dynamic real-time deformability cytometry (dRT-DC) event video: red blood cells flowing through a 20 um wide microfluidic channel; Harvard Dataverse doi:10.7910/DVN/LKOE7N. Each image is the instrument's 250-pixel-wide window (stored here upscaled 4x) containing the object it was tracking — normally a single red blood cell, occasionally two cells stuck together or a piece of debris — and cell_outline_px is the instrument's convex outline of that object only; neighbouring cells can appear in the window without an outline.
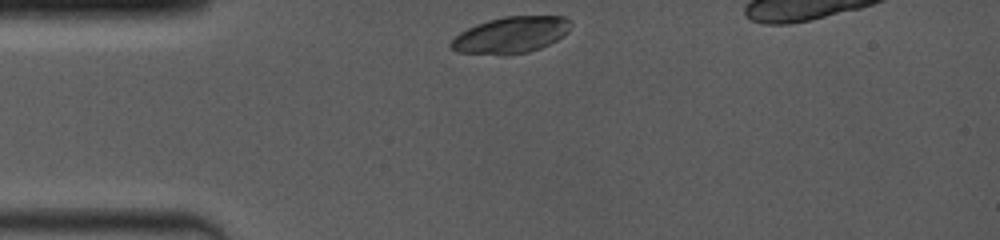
{"species": "common noctule bat (a hibernating species)", "species_latin": "Nyctalus noctula", "temperature_condition": "room temperature", "stored_images_in_passage": 42, "camera_frame_rate_fps": 4000, "um_per_image_px": 0.085, "animal": {"sex": "female", "body_mass_g": 19.0, "forearm_length_mm": 53.3}, "frame": {"image": 1, "passage_image": 1, "time_ms": 0.0, "image_size_px": [1000, 240], "cell_outline_px": [[572, 24], [568, 32], [564, 36], [540, 48], [528, 52], [508, 56], [500, 56], [456, 52], [448, 44], [460, 32], [476, 24], [488, 20], [504, 16], [564, 16], [572, 20]], "centroid_in_image_um": [43.43, 2.98], "position_along_channel_um": 41.6, "area_um2": 25.89}}
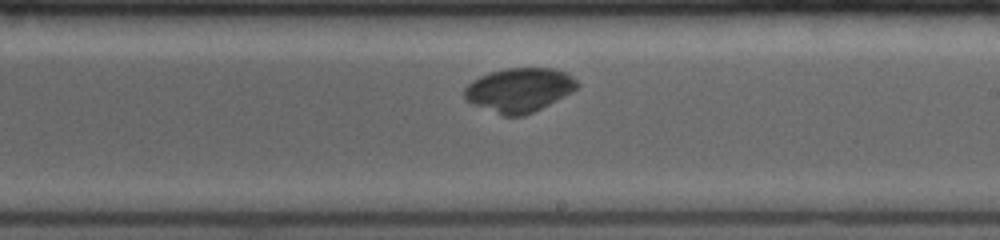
{"frame": {"image": 2, "passage_image": 24, "time_ms": 5.75, "image_size_px": [1000, 240], "cell_outline_px": [[580, 84], [572, 92], [524, 116], [504, 116], [476, 104], [468, 100], [464, 96], [464, 88], [472, 80], [488, 72], [504, 68], [552, 68], [564, 72], [572, 76]], "centroid_in_image_um": [44.14, 7.62], "position_along_channel_um": 244.9, "area_um2": 28.61}}
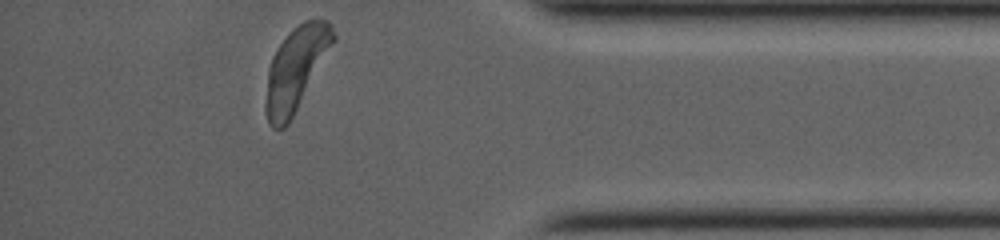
{"frame": {"image": 3, "passage_image": 42, "time_ms": 10.25, "image_size_px": [1000, 240], "cell_outline_px": [[336, 40], [288, 124], [284, 128], [272, 128], [268, 124], [264, 108], [264, 104], [268, 68], [272, 56], [288, 32], [292, 28], [304, 20], [328, 20], [332, 24], [336, 36]], "centroid_in_image_um": [25.14, 5.84], "position_along_channel_um": 410.1, "area_um2": 32.89}, "authors_computed_cell_mechanics": {"area_um2": 29.1312, "velocity_mm_per_s": 3.9843, "shape_relaxation_time_tau1_ms": 4.7854, "shape_relaxation_time_tau2_ms": null, "deformation_change_tau1": 0.2993, "deformation_change_tau2": null}}